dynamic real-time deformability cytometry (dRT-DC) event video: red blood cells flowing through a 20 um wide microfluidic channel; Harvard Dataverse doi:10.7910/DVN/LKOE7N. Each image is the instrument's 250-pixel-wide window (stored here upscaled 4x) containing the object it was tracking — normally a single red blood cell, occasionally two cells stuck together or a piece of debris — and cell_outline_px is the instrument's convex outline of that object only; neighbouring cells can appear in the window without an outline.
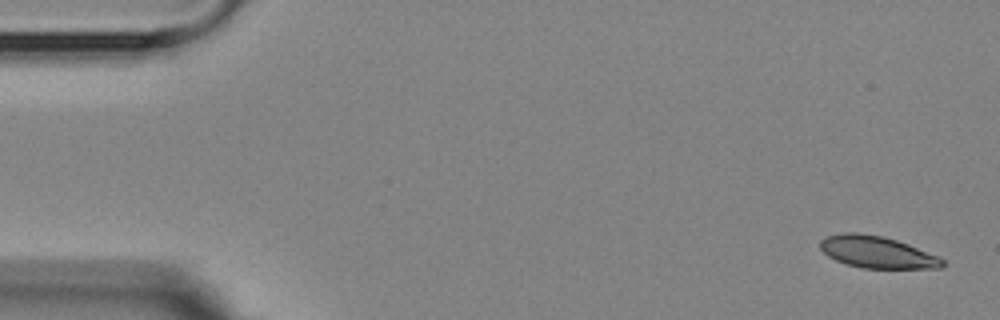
{"species": "Egyptian fruit bat (a non-hibernating species)", "species_latin": "Rousettus aegyptiacus", "temperature_condition": "room temperature", "stored_images_in_passage": 4, "camera_frame_rate_fps": 3000, "um_per_image_px": 0.085, "animal": {"sex": "female"}, "frame": {"image": 1, "passage_image": 1, "time_ms": 0.0, "image_size_px": [1000, 320], "cell_outline_px": [[944, 264], [940, 268], [864, 268], [848, 264], [836, 260], [828, 256], [820, 248], [820, 240], [824, 236], [840, 232], [856, 232], [884, 236], [908, 244], [940, 256], [944, 260]], "centroid_in_image_um": [74.54, 21.41], "position_along_channel_um": 10.5, "area_um2": 22.83}}